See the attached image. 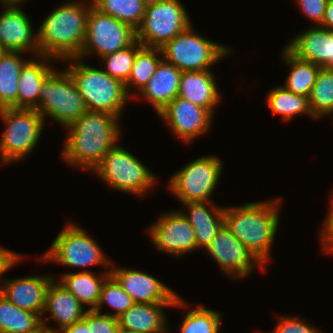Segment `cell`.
Segmentation results:
<instances>
[{"instance_id": "f546056e", "label": "cell", "mask_w": 333, "mask_h": 333, "mask_svg": "<svg viewBox=\"0 0 333 333\" xmlns=\"http://www.w3.org/2000/svg\"><path fill=\"white\" fill-rule=\"evenodd\" d=\"M162 59V51L160 48L142 47L136 53L130 76L124 83L129 96L131 95L132 98H134L137 92L139 93L141 91L154 75Z\"/></svg>"}, {"instance_id": "2e32d148", "label": "cell", "mask_w": 333, "mask_h": 333, "mask_svg": "<svg viewBox=\"0 0 333 333\" xmlns=\"http://www.w3.org/2000/svg\"><path fill=\"white\" fill-rule=\"evenodd\" d=\"M113 265V266H112ZM110 274L118 281L134 303H174L178 294L159 279L139 270L118 268L111 263Z\"/></svg>"}, {"instance_id": "d6986e66", "label": "cell", "mask_w": 333, "mask_h": 333, "mask_svg": "<svg viewBox=\"0 0 333 333\" xmlns=\"http://www.w3.org/2000/svg\"><path fill=\"white\" fill-rule=\"evenodd\" d=\"M285 48L298 59L333 68V31L320 25L294 36Z\"/></svg>"}, {"instance_id": "ffe728a7", "label": "cell", "mask_w": 333, "mask_h": 333, "mask_svg": "<svg viewBox=\"0 0 333 333\" xmlns=\"http://www.w3.org/2000/svg\"><path fill=\"white\" fill-rule=\"evenodd\" d=\"M167 307L182 308L187 307V303L179 295L174 303H134L118 317L119 327L137 333H169L164 311Z\"/></svg>"}, {"instance_id": "e575fe53", "label": "cell", "mask_w": 333, "mask_h": 333, "mask_svg": "<svg viewBox=\"0 0 333 333\" xmlns=\"http://www.w3.org/2000/svg\"><path fill=\"white\" fill-rule=\"evenodd\" d=\"M134 302L131 296L123 290L118 281L110 274L102 284L100 300L95 311L101 313L103 305L109 306L114 312L108 313L113 317L118 318L125 313Z\"/></svg>"}, {"instance_id": "d590c367", "label": "cell", "mask_w": 333, "mask_h": 333, "mask_svg": "<svg viewBox=\"0 0 333 333\" xmlns=\"http://www.w3.org/2000/svg\"><path fill=\"white\" fill-rule=\"evenodd\" d=\"M142 47V44L135 40L130 46L103 56L100 58L105 63L103 70L111 77L125 83L130 76L136 53Z\"/></svg>"}, {"instance_id": "f6af8a7d", "label": "cell", "mask_w": 333, "mask_h": 333, "mask_svg": "<svg viewBox=\"0 0 333 333\" xmlns=\"http://www.w3.org/2000/svg\"><path fill=\"white\" fill-rule=\"evenodd\" d=\"M27 333H49L47 328L41 323L35 330Z\"/></svg>"}, {"instance_id": "3957f363", "label": "cell", "mask_w": 333, "mask_h": 333, "mask_svg": "<svg viewBox=\"0 0 333 333\" xmlns=\"http://www.w3.org/2000/svg\"><path fill=\"white\" fill-rule=\"evenodd\" d=\"M92 6V1L75 0L54 8L37 30L40 55L60 62L77 57L85 41Z\"/></svg>"}, {"instance_id": "7dc6e473", "label": "cell", "mask_w": 333, "mask_h": 333, "mask_svg": "<svg viewBox=\"0 0 333 333\" xmlns=\"http://www.w3.org/2000/svg\"><path fill=\"white\" fill-rule=\"evenodd\" d=\"M117 333H137V332L127 331V330L119 328Z\"/></svg>"}, {"instance_id": "6da1fadb", "label": "cell", "mask_w": 333, "mask_h": 333, "mask_svg": "<svg viewBox=\"0 0 333 333\" xmlns=\"http://www.w3.org/2000/svg\"><path fill=\"white\" fill-rule=\"evenodd\" d=\"M119 119L106 112L86 111L65 127L61 155L66 164L92 171L122 135Z\"/></svg>"}, {"instance_id": "44dd1931", "label": "cell", "mask_w": 333, "mask_h": 333, "mask_svg": "<svg viewBox=\"0 0 333 333\" xmlns=\"http://www.w3.org/2000/svg\"><path fill=\"white\" fill-rule=\"evenodd\" d=\"M85 308L55 277L49 284L46 292L45 308L41 317V323L47 328L49 333H55L64 327L82 320L88 310ZM46 311L49 313L52 321L56 322V329L47 325L46 318H44Z\"/></svg>"}, {"instance_id": "d6a6232c", "label": "cell", "mask_w": 333, "mask_h": 333, "mask_svg": "<svg viewBox=\"0 0 333 333\" xmlns=\"http://www.w3.org/2000/svg\"><path fill=\"white\" fill-rule=\"evenodd\" d=\"M316 119L333 114V68H320L309 96Z\"/></svg>"}, {"instance_id": "e0dca14e", "label": "cell", "mask_w": 333, "mask_h": 333, "mask_svg": "<svg viewBox=\"0 0 333 333\" xmlns=\"http://www.w3.org/2000/svg\"><path fill=\"white\" fill-rule=\"evenodd\" d=\"M0 14V45L6 51L32 52L40 55L38 33L21 7L3 6Z\"/></svg>"}, {"instance_id": "bcb514c9", "label": "cell", "mask_w": 333, "mask_h": 333, "mask_svg": "<svg viewBox=\"0 0 333 333\" xmlns=\"http://www.w3.org/2000/svg\"><path fill=\"white\" fill-rule=\"evenodd\" d=\"M146 6L150 4H155L161 0H141Z\"/></svg>"}, {"instance_id": "9a60e30c", "label": "cell", "mask_w": 333, "mask_h": 333, "mask_svg": "<svg viewBox=\"0 0 333 333\" xmlns=\"http://www.w3.org/2000/svg\"><path fill=\"white\" fill-rule=\"evenodd\" d=\"M157 115H159L175 135L185 143H191L210 130L213 115L205 108L176 96Z\"/></svg>"}, {"instance_id": "8992f818", "label": "cell", "mask_w": 333, "mask_h": 333, "mask_svg": "<svg viewBox=\"0 0 333 333\" xmlns=\"http://www.w3.org/2000/svg\"><path fill=\"white\" fill-rule=\"evenodd\" d=\"M0 117L5 126L0 139L1 164L21 161L36 148L44 119L36 109L1 108Z\"/></svg>"}, {"instance_id": "4316f807", "label": "cell", "mask_w": 333, "mask_h": 333, "mask_svg": "<svg viewBox=\"0 0 333 333\" xmlns=\"http://www.w3.org/2000/svg\"><path fill=\"white\" fill-rule=\"evenodd\" d=\"M24 52L5 51L0 57V109H17L18 81L24 64Z\"/></svg>"}, {"instance_id": "7a4b0ae2", "label": "cell", "mask_w": 333, "mask_h": 333, "mask_svg": "<svg viewBox=\"0 0 333 333\" xmlns=\"http://www.w3.org/2000/svg\"><path fill=\"white\" fill-rule=\"evenodd\" d=\"M270 199L224 206V224L265 268L271 258L282 203L280 198Z\"/></svg>"}, {"instance_id": "f1b7e54d", "label": "cell", "mask_w": 333, "mask_h": 333, "mask_svg": "<svg viewBox=\"0 0 333 333\" xmlns=\"http://www.w3.org/2000/svg\"><path fill=\"white\" fill-rule=\"evenodd\" d=\"M266 103L273 114L281 115L282 121L287 122L297 115H309L314 117L309 97L297 95L286 89L284 86H277L266 95Z\"/></svg>"}, {"instance_id": "ba28073f", "label": "cell", "mask_w": 333, "mask_h": 333, "mask_svg": "<svg viewBox=\"0 0 333 333\" xmlns=\"http://www.w3.org/2000/svg\"><path fill=\"white\" fill-rule=\"evenodd\" d=\"M193 29L191 24L160 48L165 61L182 72L204 71L231 53L232 49L195 33Z\"/></svg>"}, {"instance_id": "7c38bea8", "label": "cell", "mask_w": 333, "mask_h": 333, "mask_svg": "<svg viewBox=\"0 0 333 333\" xmlns=\"http://www.w3.org/2000/svg\"><path fill=\"white\" fill-rule=\"evenodd\" d=\"M136 40V30L129 24L98 11L89 10L85 41L79 59L94 53L99 58L130 46Z\"/></svg>"}, {"instance_id": "d4e9b609", "label": "cell", "mask_w": 333, "mask_h": 333, "mask_svg": "<svg viewBox=\"0 0 333 333\" xmlns=\"http://www.w3.org/2000/svg\"><path fill=\"white\" fill-rule=\"evenodd\" d=\"M37 57L38 59H28L21 70L18 81L17 109L38 108L41 86L54 71L49 63L56 59L44 55ZM49 60L50 62H48Z\"/></svg>"}, {"instance_id": "277c9868", "label": "cell", "mask_w": 333, "mask_h": 333, "mask_svg": "<svg viewBox=\"0 0 333 333\" xmlns=\"http://www.w3.org/2000/svg\"><path fill=\"white\" fill-rule=\"evenodd\" d=\"M70 63L66 70L73 78L88 111L106 112L121 117L124 105L131 96L125 84L103 69L94 68L78 57L63 60Z\"/></svg>"}, {"instance_id": "ab89813d", "label": "cell", "mask_w": 333, "mask_h": 333, "mask_svg": "<svg viewBox=\"0 0 333 333\" xmlns=\"http://www.w3.org/2000/svg\"><path fill=\"white\" fill-rule=\"evenodd\" d=\"M332 201H330V209L327 213L323 229L320 231V242L322 247V253L333 254V195Z\"/></svg>"}, {"instance_id": "ac0fdd59", "label": "cell", "mask_w": 333, "mask_h": 333, "mask_svg": "<svg viewBox=\"0 0 333 333\" xmlns=\"http://www.w3.org/2000/svg\"><path fill=\"white\" fill-rule=\"evenodd\" d=\"M55 278L50 275H32L2 279L0 293L20 309L37 314L40 318L45 308L46 292Z\"/></svg>"}, {"instance_id": "7bdbcfd3", "label": "cell", "mask_w": 333, "mask_h": 333, "mask_svg": "<svg viewBox=\"0 0 333 333\" xmlns=\"http://www.w3.org/2000/svg\"><path fill=\"white\" fill-rule=\"evenodd\" d=\"M320 26L333 31V0H329L325 10L324 20Z\"/></svg>"}, {"instance_id": "52a82bcc", "label": "cell", "mask_w": 333, "mask_h": 333, "mask_svg": "<svg viewBox=\"0 0 333 333\" xmlns=\"http://www.w3.org/2000/svg\"><path fill=\"white\" fill-rule=\"evenodd\" d=\"M56 71L54 70L42 84L36 110L44 122L50 117L65 128L88 109L69 72L66 69Z\"/></svg>"}, {"instance_id": "7402d4cb", "label": "cell", "mask_w": 333, "mask_h": 333, "mask_svg": "<svg viewBox=\"0 0 333 333\" xmlns=\"http://www.w3.org/2000/svg\"><path fill=\"white\" fill-rule=\"evenodd\" d=\"M207 203V204H206ZM181 211L194 229L197 249H206L224 225V207L212 201L181 203ZM209 206V208L207 207Z\"/></svg>"}, {"instance_id": "74e56055", "label": "cell", "mask_w": 333, "mask_h": 333, "mask_svg": "<svg viewBox=\"0 0 333 333\" xmlns=\"http://www.w3.org/2000/svg\"><path fill=\"white\" fill-rule=\"evenodd\" d=\"M277 319L278 322L272 333H323V331H319V329L311 323H307L304 319L302 320V318L294 315L293 317L280 315Z\"/></svg>"}, {"instance_id": "ee69618b", "label": "cell", "mask_w": 333, "mask_h": 333, "mask_svg": "<svg viewBox=\"0 0 333 333\" xmlns=\"http://www.w3.org/2000/svg\"><path fill=\"white\" fill-rule=\"evenodd\" d=\"M25 1L27 0H0V5L21 7L22 2L24 3Z\"/></svg>"}, {"instance_id": "1f68e13d", "label": "cell", "mask_w": 333, "mask_h": 333, "mask_svg": "<svg viewBox=\"0 0 333 333\" xmlns=\"http://www.w3.org/2000/svg\"><path fill=\"white\" fill-rule=\"evenodd\" d=\"M103 14L129 24L136 30L142 23L146 5L141 0H91Z\"/></svg>"}, {"instance_id": "f35d334b", "label": "cell", "mask_w": 333, "mask_h": 333, "mask_svg": "<svg viewBox=\"0 0 333 333\" xmlns=\"http://www.w3.org/2000/svg\"><path fill=\"white\" fill-rule=\"evenodd\" d=\"M296 2L303 14L314 23V26L322 24L329 0H296Z\"/></svg>"}, {"instance_id": "c3c4849f", "label": "cell", "mask_w": 333, "mask_h": 333, "mask_svg": "<svg viewBox=\"0 0 333 333\" xmlns=\"http://www.w3.org/2000/svg\"><path fill=\"white\" fill-rule=\"evenodd\" d=\"M5 49L0 45V57L5 53Z\"/></svg>"}, {"instance_id": "484cf974", "label": "cell", "mask_w": 333, "mask_h": 333, "mask_svg": "<svg viewBox=\"0 0 333 333\" xmlns=\"http://www.w3.org/2000/svg\"><path fill=\"white\" fill-rule=\"evenodd\" d=\"M93 272L83 269L76 273H64L58 280L84 307L89 306V310L96 309L100 300L102 284L110 275V268H107V271L101 272L102 274L99 276Z\"/></svg>"}, {"instance_id": "30bf717a", "label": "cell", "mask_w": 333, "mask_h": 333, "mask_svg": "<svg viewBox=\"0 0 333 333\" xmlns=\"http://www.w3.org/2000/svg\"><path fill=\"white\" fill-rule=\"evenodd\" d=\"M222 164L214 155L196 158L169 178L167 189L181 203L212 201L210 197L219 184Z\"/></svg>"}, {"instance_id": "8d00e7d4", "label": "cell", "mask_w": 333, "mask_h": 333, "mask_svg": "<svg viewBox=\"0 0 333 333\" xmlns=\"http://www.w3.org/2000/svg\"><path fill=\"white\" fill-rule=\"evenodd\" d=\"M83 320L91 329V333H117L120 328L118 318L95 310L88 309Z\"/></svg>"}, {"instance_id": "836d02e7", "label": "cell", "mask_w": 333, "mask_h": 333, "mask_svg": "<svg viewBox=\"0 0 333 333\" xmlns=\"http://www.w3.org/2000/svg\"><path fill=\"white\" fill-rule=\"evenodd\" d=\"M222 316L220 312L204 308L199 304L187 312L179 333H219Z\"/></svg>"}, {"instance_id": "8fae6325", "label": "cell", "mask_w": 333, "mask_h": 333, "mask_svg": "<svg viewBox=\"0 0 333 333\" xmlns=\"http://www.w3.org/2000/svg\"><path fill=\"white\" fill-rule=\"evenodd\" d=\"M180 0H161L145 7L144 18L136 29V40L143 47L161 48L191 24Z\"/></svg>"}, {"instance_id": "5bb4252c", "label": "cell", "mask_w": 333, "mask_h": 333, "mask_svg": "<svg viewBox=\"0 0 333 333\" xmlns=\"http://www.w3.org/2000/svg\"><path fill=\"white\" fill-rule=\"evenodd\" d=\"M154 246L175 257L197 250L194 229L180 211L161 213L147 229Z\"/></svg>"}, {"instance_id": "4fadbf2b", "label": "cell", "mask_w": 333, "mask_h": 333, "mask_svg": "<svg viewBox=\"0 0 333 333\" xmlns=\"http://www.w3.org/2000/svg\"><path fill=\"white\" fill-rule=\"evenodd\" d=\"M205 251L212 257L221 271L233 279H241L251 274L258 266L262 272L266 268L242 244L224 224L212 239Z\"/></svg>"}, {"instance_id": "83f0119b", "label": "cell", "mask_w": 333, "mask_h": 333, "mask_svg": "<svg viewBox=\"0 0 333 333\" xmlns=\"http://www.w3.org/2000/svg\"><path fill=\"white\" fill-rule=\"evenodd\" d=\"M282 50V59L288 66L290 65L284 87L294 94L309 97L321 67L298 59L285 47Z\"/></svg>"}, {"instance_id": "4dcf8cb0", "label": "cell", "mask_w": 333, "mask_h": 333, "mask_svg": "<svg viewBox=\"0 0 333 333\" xmlns=\"http://www.w3.org/2000/svg\"><path fill=\"white\" fill-rule=\"evenodd\" d=\"M41 324V318L20 309L0 293V333H27Z\"/></svg>"}, {"instance_id": "603a6c76", "label": "cell", "mask_w": 333, "mask_h": 333, "mask_svg": "<svg viewBox=\"0 0 333 333\" xmlns=\"http://www.w3.org/2000/svg\"><path fill=\"white\" fill-rule=\"evenodd\" d=\"M182 71L162 59L154 75L134 98H145L158 114L169 102L178 96ZM140 96V97H139Z\"/></svg>"}, {"instance_id": "9c48e42d", "label": "cell", "mask_w": 333, "mask_h": 333, "mask_svg": "<svg viewBox=\"0 0 333 333\" xmlns=\"http://www.w3.org/2000/svg\"><path fill=\"white\" fill-rule=\"evenodd\" d=\"M42 262L82 268L102 265L111 266V260L104 254L100 245L86 230L68 222L57 235L47 252L39 257Z\"/></svg>"}, {"instance_id": "5b68a950", "label": "cell", "mask_w": 333, "mask_h": 333, "mask_svg": "<svg viewBox=\"0 0 333 333\" xmlns=\"http://www.w3.org/2000/svg\"><path fill=\"white\" fill-rule=\"evenodd\" d=\"M150 170L130 151L116 144L92 172L113 190L144 197L158 180Z\"/></svg>"}, {"instance_id": "b9f144b4", "label": "cell", "mask_w": 333, "mask_h": 333, "mask_svg": "<svg viewBox=\"0 0 333 333\" xmlns=\"http://www.w3.org/2000/svg\"><path fill=\"white\" fill-rule=\"evenodd\" d=\"M55 333H91V329L87 326L86 322L82 319L73 325L64 327Z\"/></svg>"}, {"instance_id": "cb8c5ba5", "label": "cell", "mask_w": 333, "mask_h": 333, "mask_svg": "<svg viewBox=\"0 0 333 333\" xmlns=\"http://www.w3.org/2000/svg\"><path fill=\"white\" fill-rule=\"evenodd\" d=\"M212 70L182 72L178 96L207 109L214 115L221 95Z\"/></svg>"}, {"instance_id": "60d3db41", "label": "cell", "mask_w": 333, "mask_h": 333, "mask_svg": "<svg viewBox=\"0 0 333 333\" xmlns=\"http://www.w3.org/2000/svg\"><path fill=\"white\" fill-rule=\"evenodd\" d=\"M24 259V255L15 253L0 246V280L2 275L8 272L12 267L15 266L20 260Z\"/></svg>"}]
</instances>
